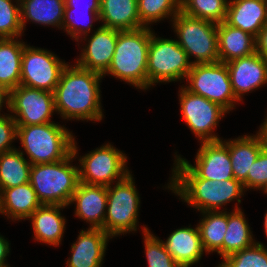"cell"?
Masks as SVG:
<instances>
[{"label":"cell","instance_id":"obj_1","mask_svg":"<svg viewBox=\"0 0 267 267\" xmlns=\"http://www.w3.org/2000/svg\"><path fill=\"white\" fill-rule=\"evenodd\" d=\"M102 74L68 64L62 70L54 89L55 112L63 119L101 121L103 113L100 102Z\"/></svg>","mask_w":267,"mask_h":267},{"label":"cell","instance_id":"obj_2","mask_svg":"<svg viewBox=\"0 0 267 267\" xmlns=\"http://www.w3.org/2000/svg\"><path fill=\"white\" fill-rule=\"evenodd\" d=\"M175 157L176 163L168 189L180 196L184 202L201 212L216 211L235 199L241 203L240 197L245 189L240 181L236 179L213 181L199 178L180 159V156Z\"/></svg>","mask_w":267,"mask_h":267},{"label":"cell","instance_id":"obj_3","mask_svg":"<svg viewBox=\"0 0 267 267\" xmlns=\"http://www.w3.org/2000/svg\"><path fill=\"white\" fill-rule=\"evenodd\" d=\"M152 30H118L116 48L108 70L110 74L141 90L148 89L147 59Z\"/></svg>","mask_w":267,"mask_h":267},{"label":"cell","instance_id":"obj_4","mask_svg":"<svg viewBox=\"0 0 267 267\" xmlns=\"http://www.w3.org/2000/svg\"><path fill=\"white\" fill-rule=\"evenodd\" d=\"M76 146L74 140L72 153L63 160L31 166L29 183L42 205H69L80 182L79 167L70 163L78 154Z\"/></svg>","mask_w":267,"mask_h":267},{"label":"cell","instance_id":"obj_5","mask_svg":"<svg viewBox=\"0 0 267 267\" xmlns=\"http://www.w3.org/2000/svg\"><path fill=\"white\" fill-rule=\"evenodd\" d=\"M32 165L54 163L72 153L74 137L64 126L50 122L17 126V137Z\"/></svg>","mask_w":267,"mask_h":267},{"label":"cell","instance_id":"obj_6","mask_svg":"<svg viewBox=\"0 0 267 267\" xmlns=\"http://www.w3.org/2000/svg\"><path fill=\"white\" fill-rule=\"evenodd\" d=\"M171 20L179 36L178 44L189 59L191 56L196 58L192 64L220 62L217 23L190 17L181 11Z\"/></svg>","mask_w":267,"mask_h":267},{"label":"cell","instance_id":"obj_7","mask_svg":"<svg viewBox=\"0 0 267 267\" xmlns=\"http://www.w3.org/2000/svg\"><path fill=\"white\" fill-rule=\"evenodd\" d=\"M113 187L107 186V207L103 230L113 236L137 231L140 197L131 173Z\"/></svg>","mask_w":267,"mask_h":267},{"label":"cell","instance_id":"obj_8","mask_svg":"<svg viewBox=\"0 0 267 267\" xmlns=\"http://www.w3.org/2000/svg\"><path fill=\"white\" fill-rule=\"evenodd\" d=\"M192 67L177 40L156 37L152 32L147 59L148 88L158 82L186 79Z\"/></svg>","mask_w":267,"mask_h":267},{"label":"cell","instance_id":"obj_9","mask_svg":"<svg viewBox=\"0 0 267 267\" xmlns=\"http://www.w3.org/2000/svg\"><path fill=\"white\" fill-rule=\"evenodd\" d=\"M189 85L185 88L212 102L221 105L227 111L233 110L239 101L232 90L226 63L192 64L187 74Z\"/></svg>","mask_w":267,"mask_h":267},{"label":"cell","instance_id":"obj_10","mask_svg":"<svg viewBox=\"0 0 267 267\" xmlns=\"http://www.w3.org/2000/svg\"><path fill=\"white\" fill-rule=\"evenodd\" d=\"M127 157L111 144L102 145L80 157L79 181L89 185L110 186L114 180H122L130 172Z\"/></svg>","mask_w":267,"mask_h":267},{"label":"cell","instance_id":"obj_11","mask_svg":"<svg viewBox=\"0 0 267 267\" xmlns=\"http://www.w3.org/2000/svg\"><path fill=\"white\" fill-rule=\"evenodd\" d=\"M179 93L181 114L189 129L201 143L220 141L213 132L219 119L229 112L221 105L189 92L184 86H181Z\"/></svg>","mask_w":267,"mask_h":267},{"label":"cell","instance_id":"obj_12","mask_svg":"<svg viewBox=\"0 0 267 267\" xmlns=\"http://www.w3.org/2000/svg\"><path fill=\"white\" fill-rule=\"evenodd\" d=\"M67 64L48 50L24 46L20 85L54 92Z\"/></svg>","mask_w":267,"mask_h":267},{"label":"cell","instance_id":"obj_13","mask_svg":"<svg viewBox=\"0 0 267 267\" xmlns=\"http://www.w3.org/2000/svg\"><path fill=\"white\" fill-rule=\"evenodd\" d=\"M9 109L17 126L40 125L51 121L55 111L53 92L23 85L10 90ZM18 117V118H17Z\"/></svg>","mask_w":267,"mask_h":267},{"label":"cell","instance_id":"obj_14","mask_svg":"<svg viewBox=\"0 0 267 267\" xmlns=\"http://www.w3.org/2000/svg\"><path fill=\"white\" fill-rule=\"evenodd\" d=\"M180 159L199 177L223 181L234 179L228 145L220 140L202 142L196 155V165L184 158Z\"/></svg>","mask_w":267,"mask_h":267},{"label":"cell","instance_id":"obj_15","mask_svg":"<svg viewBox=\"0 0 267 267\" xmlns=\"http://www.w3.org/2000/svg\"><path fill=\"white\" fill-rule=\"evenodd\" d=\"M232 90L241 101L244 93L267 83V60L257 52L226 63Z\"/></svg>","mask_w":267,"mask_h":267},{"label":"cell","instance_id":"obj_16","mask_svg":"<svg viewBox=\"0 0 267 267\" xmlns=\"http://www.w3.org/2000/svg\"><path fill=\"white\" fill-rule=\"evenodd\" d=\"M118 30L100 26L88 38V44L81 50L76 64L84 69L104 74L113 59Z\"/></svg>","mask_w":267,"mask_h":267},{"label":"cell","instance_id":"obj_17","mask_svg":"<svg viewBox=\"0 0 267 267\" xmlns=\"http://www.w3.org/2000/svg\"><path fill=\"white\" fill-rule=\"evenodd\" d=\"M74 202L77 217L89 222L91 229H103L107 207V186L79 182L69 204Z\"/></svg>","mask_w":267,"mask_h":267},{"label":"cell","instance_id":"obj_18","mask_svg":"<svg viewBox=\"0 0 267 267\" xmlns=\"http://www.w3.org/2000/svg\"><path fill=\"white\" fill-rule=\"evenodd\" d=\"M103 229L81 230L77 241L72 244L68 267H101L108 239Z\"/></svg>","mask_w":267,"mask_h":267},{"label":"cell","instance_id":"obj_19","mask_svg":"<svg viewBox=\"0 0 267 267\" xmlns=\"http://www.w3.org/2000/svg\"><path fill=\"white\" fill-rule=\"evenodd\" d=\"M256 135H244L224 141L228 145L233 177L247 189V175L261 150L267 145L260 130Z\"/></svg>","mask_w":267,"mask_h":267},{"label":"cell","instance_id":"obj_20","mask_svg":"<svg viewBox=\"0 0 267 267\" xmlns=\"http://www.w3.org/2000/svg\"><path fill=\"white\" fill-rule=\"evenodd\" d=\"M225 22L257 37L267 24V0H230Z\"/></svg>","mask_w":267,"mask_h":267},{"label":"cell","instance_id":"obj_21","mask_svg":"<svg viewBox=\"0 0 267 267\" xmlns=\"http://www.w3.org/2000/svg\"><path fill=\"white\" fill-rule=\"evenodd\" d=\"M164 247L172 258L183 267H190L201 260L205 251L198 225L196 228L185 227L176 229L164 242Z\"/></svg>","mask_w":267,"mask_h":267},{"label":"cell","instance_id":"obj_22","mask_svg":"<svg viewBox=\"0 0 267 267\" xmlns=\"http://www.w3.org/2000/svg\"><path fill=\"white\" fill-rule=\"evenodd\" d=\"M218 54L220 62L246 57L256 52V37L227 24H217Z\"/></svg>","mask_w":267,"mask_h":267},{"label":"cell","instance_id":"obj_23","mask_svg":"<svg viewBox=\"0 0 267 267\" xmlns=\"http://www.w3.org/2000/svg\"><path fill=\"white\" fill-rule=\"evenodd\" d=\"M63 205H41L27 219H31L37 241L58 246L65 231V217L61 216Z\"/></svg>","mask_w":267,"mask_h":267},{"label":"cell","instance_id":"obj_24","mask_svg":"<svg viewBox=\"0 0 267 267\" xmlns=\"http://www.w3.org/2000/svg\"><path fill=\"white\" fill-rule=\"evenodd\" d=\"M99 16L107 28L124 31L145 27L139 19L137 0H100Z\"/></svg>","mask_w":267,"mask_h":267},{"label":"cell","instance_id":"obj_25","mask_svg":"<svg viewBox=\"0 0 267 267\" xmlns=\"http://www.w3.org/2000/svg\"><path fill=\"white\" fill-rule=\"evenodd\" d=\"M65 0H20L21 26L25 30L26 21L62 27Z\"/></svg>","mask_w":267,"mask_h":267},{"label":"cell","instance_id":"obj_26","mask_svg":"<svg viewBox=\"0 0 267 267\" xmlns=\"http://www.w3.org/2000/svg\"><path fill=\"white\" fill-rule=\"evenodd\" d=\"M41 205L29 182L13 188L2 189L3 215H6L8 219H27Z\"/></svg>","mask_w":267,"mask_h":267},{"label":"cell","instance_id":"obj_27","mask_svg":"<svg viewBox=\"0 0 267 267\" xmlns=\"http://www.w3.org/2000/svg\"><path fill=\"white\" fill-rule=\"evenodd\" d=\"M17 39H0V84L9 91L18 87L21 80L22 53L26 44Z\"/></svg>","mask_w":267,"mask_h":267},{"label":"cell","instance_id":"obj_28","mask_svg":"<svg viewBox=\"0 0 267 267\" xmlns=\"http://www.w3.org/2000/svg\"><path fill=\"white\" fill-rule=\"evenodd\" d=\"M237 206L233 212H228V224L222 245V259L255 243L249 224L242 210Z\"/></svg>","mask_w":267,"mask_h":267},{"label":"cell","instance_id":"obj_29","mask_svg":"<svg viewBox=\"0 0 267 267\" xmlns=\"http://www.w3.org/2000/svg\"><path fill=\"white\" fill-rule=\"evenodd\" d=\"M23 151L13 149L0 155V189H8L29 182L32 164Z\"/></svg>","mask_w":267,"mask_h":267},{"label":"cell","instance_id":"obj_30","mask_svg":"<svg viewBox=\"0 0 267 267\" xmlns=\"http://www.w3.org/2000/svg\"><path fill=\"white\" fill-rule=\"evenodd\" d=\"M204 218L199 222L201 242L205 252H217L222 257V245L228 224L227 211L201 212Z\"/></svg>","mask_w":267,"mask_h":267},{"label":"cell","instance_id":"obj_31","mask_svg":"<svg viewBox=\"0 0 267 267\" xmlns=\"http://www.w3.org/2000/svg\"><path fill=\"white\" fill-rule=\"evenodd\" d=\"M227 0H181V12L185 15L222 23L226 20Z\"/></svg>","mask_w":267,"mask_h":267},{"label":"cell","instance_id":"obj_32","mask_svg":"<svg viewBox=\"0 0 267 267\" xmlns=\"http://www.w3.org/2000/svg\"><path fill=\"white\" fill-rule=\"evenodd\" d=\"M139 19L145 27L181 11V0H137ZM168 16V17H167Z\"/></svg>","mask_w":267,"mask_h":267},{"label":"cell","instance_id":"obj_33","mask_svg":"<svg viewBox=\"0 0 267 267\" xmlns=\"http://www.w3.org/2000/svg\"><path fill=\"white\" fill-rule=\"evenodd\" d=\"M218 267H267V249L261 242L226 256Z\"/></svg>","mask_w":267,"mask_h":267},{"label":"cell","instance_id":"obj_34","mask_svg":"<svg viewBox=\"0 0 267 267\" xmlns=\"http://www.w3.org/2000/svg\"><path fill=\"white\" fill-rule=\"evenodd\" d=\"M145 252L148 267H183L178 264L164 247L163 241L143 227Z\"/></svg>","mask_w":267,"mask_h":267},{"label":"cell","instance_id":"obj_35","mask_svg":"<svg viewBox=\"0 0 267 267\" xmlns=\"http://www.w3.org/2000/svg\"><path fill=\"white\" fill-rule=\"evenodd\" d=\"M20 0L17 5L12 0H0V38H18L22 36Z\"/></svg>","mask_w":267,"mask_h":267},{"label":"cell","instance_id":"obj_36","mask_svg":"<svg viewBox=\"0 0 267 267\" xmlns=\"http://www.w3.org/2000/svg\"><path fill=\"white\" fill-rule=\"evenodd\" d=\"M75 10H77V9H74V8H65L64 9V19H63L61 29H64L70 35V37H72V38H74V40L78 41L80 38H83V37H80V35L83 36L86 34L85 37H87V34L89 32H91V28H93L92 22L98 21V20L100 21V16L94 9H83L86 12H88L89 15H91L90 16L91 18L88 17L90 19V21H89L90 23H87V25H86L83 21V24L81 23L82 27H79L80 25H78L79 23H77L78 20H76V18H73L74 17L73 14L78 13L79 10H77V12ZM74 11H75V13H74ZM81 15H83V14H80V16ZM84 25H85V27H84L85 29L83 28Z\"/></svg>","mask_w":267,"mask_h":267},{"label":"cell","instance_id":"obj_37","mask_svg":"<svg viewBox=\"0 0 267 267\" xmlns=\"http://www.w3.org/2000/svg\"><path fill=\"white\" fill-rule=\"evenodd\" d=\"M267 189V145L261 150L252 163L247 175V189Z\"/></svg>","mask_w":267,"mask_h":267},{"label":"cell","instance_id":"obj_38","mask_svg":"<svg viewBox=\"0 0 267 267\" xmlns=\"http://www.w3.org/2000/svg\"><path fill=\"white\" fill-rule=\"evenodd\" d=\"M7 115L0 116V155L16 149L10 145L17 139V124L10 114Z\"/></svg>","mask_w":267,"mask_h":267},{"label":"cell","instance_id":"obj_39","mask_svg":"<svg viewBox=\"0 0 267 267\" xmlns=\"http://www.w3.org/2000/svg\"><path fill=\"white\" fill-rule=\"evenodd\" d=\"M256 52L267 60V24L256 37Z\"/></svg>","mask_w":267,"mask_h":267},{"label":"cell","instance_id":"obj_40","mask_svg":"<svg viewBox=\"0 0 267 267\" xmlns=\"http://www.w3.org/2000/svg\"><path fill=\"white\" fill-rule=\"evenodd\" d=\"M79 2H80V0H65V8L76 9V8H78V6H82V5H80L81 3L79 4ZM84 9H94L99 14V12H100V0L89 1V3H86Z\"/></svg>","mask_w":267,"mask_h":267},{"label":"cell","instance_id":"obj_41","mask_svg":"<svg viewBox=\"0 0 267 267\" xmlns=\"http://www.w3.org/2000/svg\"><path fill=\"white\" fill-rule=\"evenodd\" d=\"M9 250V242L0 235V267H10L5 263Z\"/></svg>","mask_w":267,"mask_h":267},{"label":"cell","instance_id":"obj_42","mask_svg":"<svg viewBox=\"0 0 267 267\" xmlns=\"http://www.w3.org/2000/svg\"><path fill=\"white\" fill-rule=\"evenodd\" d=\"M9 102H10V91L5 86L0 84V111L2 110L3 103L6 104L9 110ZM0 116L3 115H1L0 113Z\"/></svg>","mask_w":267,"mask_h":267},{"label":"cell","instance_id":"obj_43","mask_svg":"<svg viewBox=\"0 0 267 267\" xmlns=\"http://www.w3.org/2000/svg\"><path fill=\"white\" fill-rule=\"evenodd\" d=\"M259 130L262 132L264 139H265V142L267 144V117H266L265 121L262 123Z\"/></svg>","mask_w":267,"mask_h":267},{"label":"cell","instance_id":"obj_44","mask_svg":"<svg viewBox=\"0 0 267 267\" xmlns=\"http://www.w3.org/2000/svg\"><path fill=\"white\" fill-rule=\"evenodd\" d=\"M0 213L4 214L3 206H2V190L0 189Z\"/></svg>","mask_w":267,"mask_h":267},{"label":"cell","instance_id":"obj_45","mask_svg":"<svg viewBox=\"0 0 267 267\" xmlns=\"http://www.w3.org/2000/svg\"><path fill=\"white\" fill-rule=\"evenodd\" d=\"M264 218H265V219H264V220H265V221H264V229H265L264 232H265V234L267 235V212L265 213Z\"/></svg>","mask_w":267,"mask_h":267}]
</instances>
